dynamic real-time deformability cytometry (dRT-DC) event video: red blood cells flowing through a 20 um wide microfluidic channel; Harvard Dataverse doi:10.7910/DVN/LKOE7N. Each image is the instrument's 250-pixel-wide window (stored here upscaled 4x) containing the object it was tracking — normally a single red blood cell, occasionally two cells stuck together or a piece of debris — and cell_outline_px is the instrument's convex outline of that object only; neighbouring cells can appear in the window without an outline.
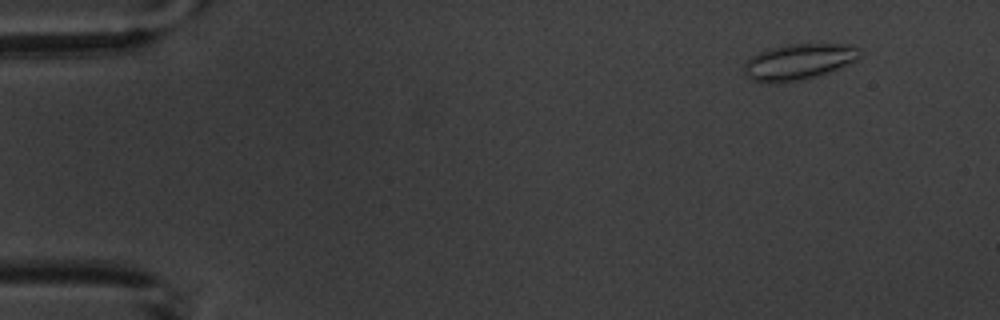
{"species": "common noctule bat (a hibernating species)", "species_latin": "Nyctalus noctula", "temperature_condition": "warm", "stored_images_in_passage": 6, "camera_frame_rate_fps": 3000, "um_per_image_px": 0.085, "animal": {"sex": "male", "body_mass_g": 20.1, "forearm_length_mm": 53.5}, "frame": {"image": 1, "passage_image": 2, "time_ms": 1.0, "image_size_px": [1000, 320], "cell_outline_px": [[860, 56], [856, 60], [840, 68], [828, 72], [800, 80], [780, 84], [768, 84], [752, 80], [744, 72], [744, 64], [752, 56], [764, 48], [784, 44], [848, 44], [860, 48]], "centroid_in_image_um": [67.85, 5.25], "position_along_channel_um": 17.2, "area_um2": 24.57}}
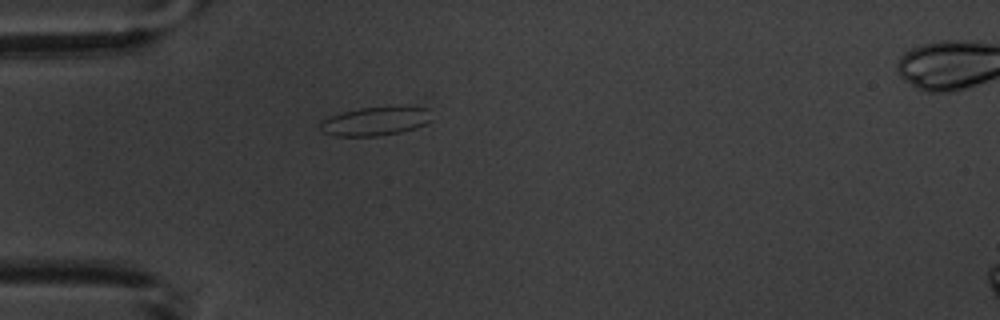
{"frame": {"image": 2, "passage_image": 5, "time_ms": 4.667, "image_size_px": [1000, 320], "cell_outline_px": [[432, 120], [416, 128], [400, 132], [376, 136], [336, 136], [324, 132], [320, 128], [320, 120], [344, 112], [360, 108], [428, 108]], "centroid_in_image_um": [31.88, 10.33], "position_along_channel_um": 53.1, "area_um2": 18.09}}